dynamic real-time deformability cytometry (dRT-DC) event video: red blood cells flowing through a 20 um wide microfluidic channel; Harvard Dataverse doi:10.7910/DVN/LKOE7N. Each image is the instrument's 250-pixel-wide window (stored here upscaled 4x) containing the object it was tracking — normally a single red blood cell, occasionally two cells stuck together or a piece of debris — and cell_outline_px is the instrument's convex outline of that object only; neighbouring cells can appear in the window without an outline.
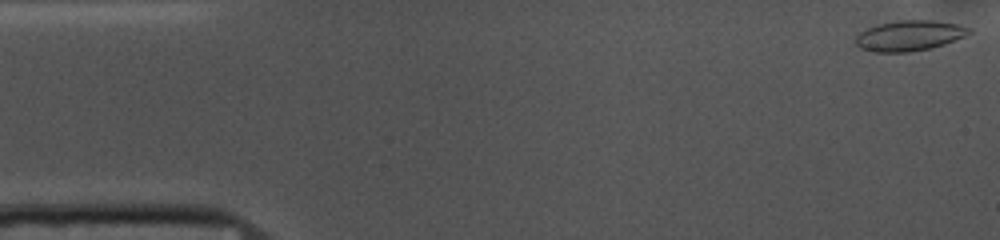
{"species": "common noctule bat (a hibernating species)", "species_latin": "Nyctalus noctula", "temperature_condition": "cold", "stored_images_in_passage": 52, "camera_frame_rate_fps": 3000, "um_per_image_px": 0.085, "animal": {"sex": "female", "body_mass_g": 10.0, "forearm_length_mm": 53.1}, "frame": {"image": 1, "passage_image": 1, "time_ms": 0.0, "image_size_px": [1000, 240], "cell_outline_px": [[972, 32], [964, 36], [944, 44], [932, 48], [908, 52], [872, 52], [860, 48], [856, 44], [856, 36], [860, 32], [868, 28], [880, 24], [896, 20], [936, 20], [960, 24], [972, 28]], "centroid_in_image_um": [77.33, 3.02], "position_along_channel_um": 7.7, "area_um2": 20.23}}
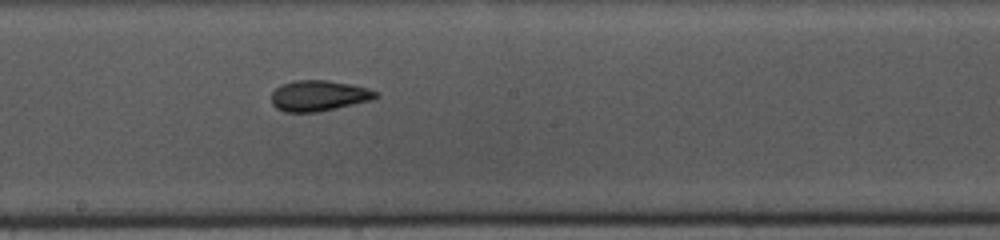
{"frame": {"image": 2, "passage_image": 27, "time_ms": 8.667, "image_size_px": [1000, 240], "cell_outline_px": [[380, 96], [372, 100], [336, 108], [316, 112], [284, 112], [276, 108], [272, 104], [272, 92], [280, 84], [296, 80], [328, 80], [352, 84], [368, 88], [376, 92]], "centroid_in_image_um": [27.09, 8.13], "position_along_channel_um": 221.1, "area_um2": 18.79}}
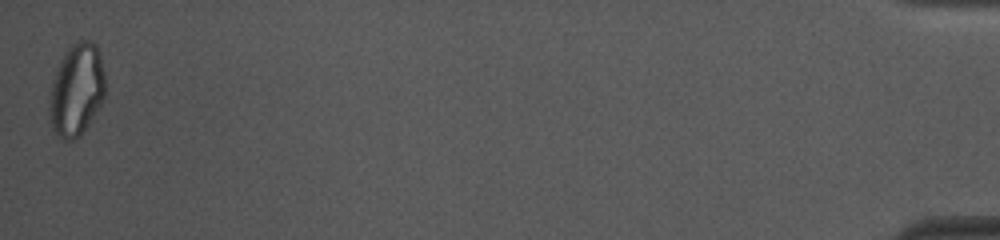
{"frame": {"image": 3, "passage_image": 52, "time_ms": 17.0, "image_size_px": [1000, 240], "cell_outline_px": [[104, 100], [80, 136], [72, 140], [64, 140], [52, 128], [48, 112], [48, 108], [52, 84], [60, 60], [64, 52], [76, 40], [92, 40], [96, 44], [100, 52], [104, 72]], "centroid_in_image_um": [6.52, 7.61], "position_along_channel_um": 428.7, "area_um2": 30.06}, "authors_computed_cell_mechanics": {"area_um2": 19.2763, "velocity_mm_per_s": 3.707, "shape_relaxation_time_tau1_ms": 7.0452, "shape_relaxation_time_tau2_ms": 2.1054, "deformation_change_tau1": 0.1798, "deformation_change_tau2": 0.0791}}